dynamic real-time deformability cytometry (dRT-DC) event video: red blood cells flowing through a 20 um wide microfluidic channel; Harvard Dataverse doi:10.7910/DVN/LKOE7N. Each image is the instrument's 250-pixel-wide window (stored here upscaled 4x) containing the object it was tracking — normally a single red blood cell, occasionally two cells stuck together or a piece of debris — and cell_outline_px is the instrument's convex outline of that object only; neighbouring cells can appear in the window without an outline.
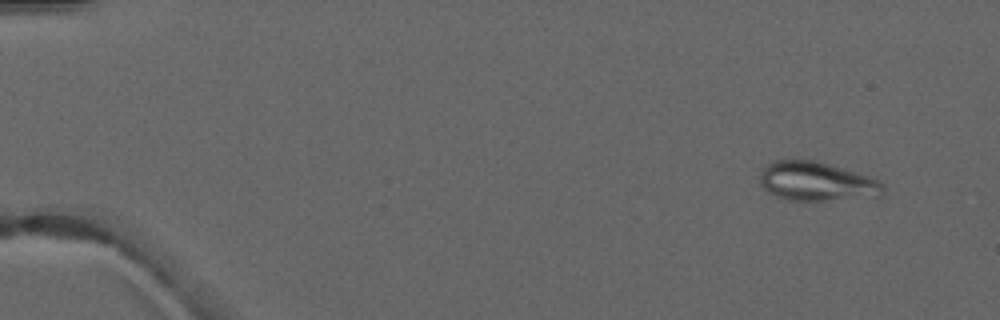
{"species": "common noctule bat (a hibernating species)", "species_latin": "Nyctalus noctula", "temperature_condition": "warm", "stored_images_in_passage": 5, "camera_frame_rate_fps": 3000, "um_per_image_px": 0.085, "animal": {"sex": "male", "forearm_length_mm": 52.5}, "frame": {"image": 1, "passage_image": 1, "time_ms": 0.0, "image_size_px": [1000, 320], "cell_outline_px": [[884, 196], [824, 200], [788, 200], [776, 196], [768, 192], [760, 184], [760, 168], [772, 160], [816, 160], [872, 176], [880, 180], [884, 184]], "centroid_in_image_um": [69.43, 15.41], "position_along_channel_um": 15.6, "area_um2": 28.5}}